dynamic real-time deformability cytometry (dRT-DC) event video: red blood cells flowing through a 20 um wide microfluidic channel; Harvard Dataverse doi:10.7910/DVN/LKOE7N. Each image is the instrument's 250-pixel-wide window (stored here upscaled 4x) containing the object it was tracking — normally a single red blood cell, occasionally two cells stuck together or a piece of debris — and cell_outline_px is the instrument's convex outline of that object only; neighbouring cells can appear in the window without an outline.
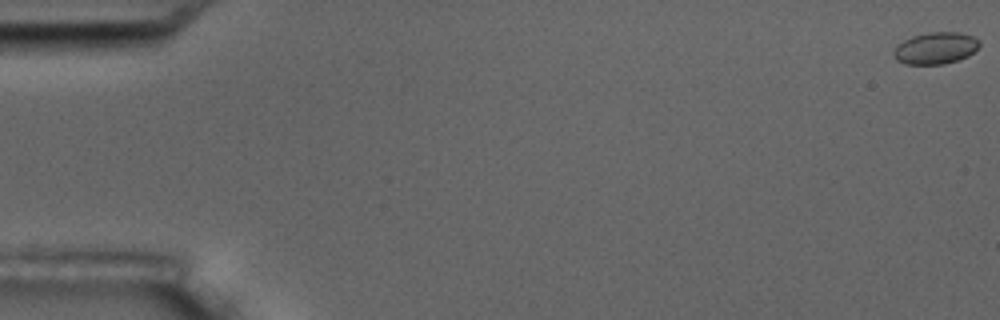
{"species": "common noctule bat (a hibernating species)", "species_latin": "Nyctalus noctula", "temperature_condition": "room temperature", "stored_images_in_passage": 6, "camera_frame_rate_fps": 3000, "um_per_image_px": 0.085, "animal": {"sex": "male", "body_mass_g": 17.5, "forearm_length_mm": 52.3}, "frame": {"image": 1, "passage_image": 1, "time_ms": 0.0, "image_size_px": [1000, 320], "cell_outline_px": [[980, 44], [968, 56], [944, 64], [904, 64], [896, 60], [892, 56], [892, 52], [896, 44], [912, 36], [928, 32], [960, 32], [972, 36], [980, 40]], "centroid_in_image_um": [79.47, 4.09], "position_along_channel_um": 5.5, "area_um2": 16.01}}
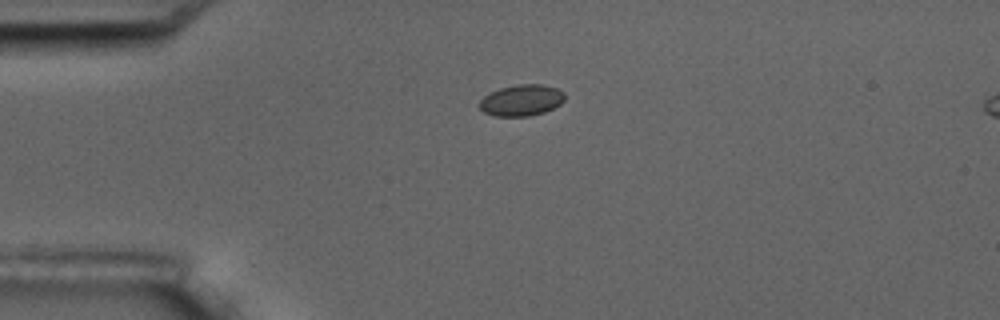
{"frame": {"image": 2, "passage_image": 5, "time_ms": 4.667, "image_size_px": [1000, 320], "cell_outline_px": [[564, 100], [560, 104], [544, 112], [528, 116], [492, 116], [484, 112], [480, 108], [480, 100], [488, 92], [500, 88], [516, 84], [540, 84], [556, 88], [564, 92]], "centroid_in_image_um": [44.3, 8.52], "position_along_channel_um": 40.7, "area_um2": 15.55}}